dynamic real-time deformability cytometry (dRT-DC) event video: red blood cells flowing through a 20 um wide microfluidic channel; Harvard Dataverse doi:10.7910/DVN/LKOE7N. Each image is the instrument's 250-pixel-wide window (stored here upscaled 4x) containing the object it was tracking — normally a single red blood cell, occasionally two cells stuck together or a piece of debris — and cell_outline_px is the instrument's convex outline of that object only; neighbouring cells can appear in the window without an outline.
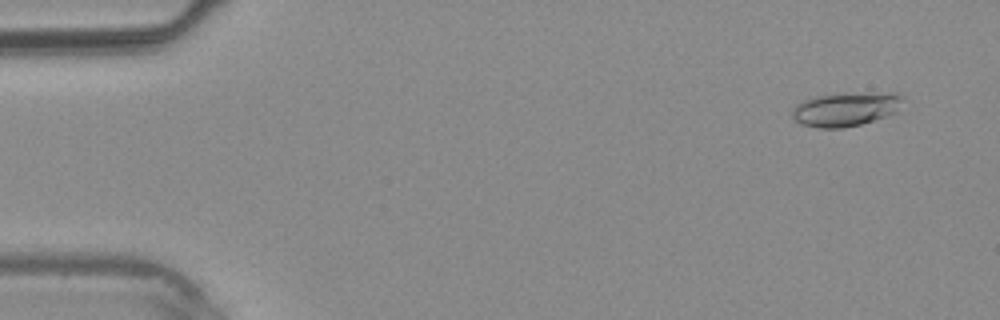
{"species": "common noctule bat (a hibernating species)", "species_latin": "Nyctalus noctula", "temperature_condition": "warm", "stored_images_in_passage": 12, "camera_frame_rate_fps": 3000, "um_per_image_px": 0.085, "animal": {"sex": "male", "body_mass_g": 20.4}, "frame": {"image": 1, "passage_image": 3, "time_ms": 0.667, "image_size_px": [1000, 320], "cell_outline_px": [[904, 100], [896, 112], [860, 124], [844, 128], [820, 128], [800, 124], [792, 116], [792, 108], [796, 104], [812, 96], [836, 92], [896, 92], [904, 96]], "centroid_in_image_um": [71.88, 9.23], "position_along_channel_um": 13.1, "area_um2": 22.48}}